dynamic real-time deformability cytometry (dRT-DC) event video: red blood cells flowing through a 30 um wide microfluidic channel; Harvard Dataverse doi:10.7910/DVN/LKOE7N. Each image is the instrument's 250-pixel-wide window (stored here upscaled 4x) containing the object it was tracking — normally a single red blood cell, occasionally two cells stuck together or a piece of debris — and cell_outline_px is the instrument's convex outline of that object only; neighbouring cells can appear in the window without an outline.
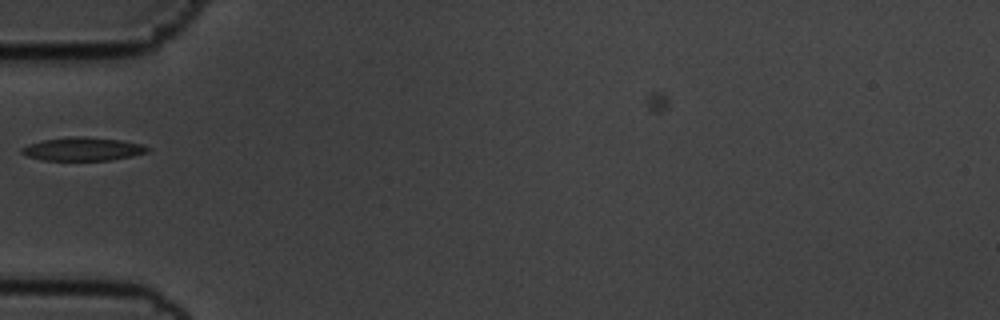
{"species": "common noctule bat (a hibernating species)", "species_latin": "Nyctalus noctula", "temperature_condition": "cold", "stored_images_in_passage": 39, "camera_frame_rate_fps": 3000, "um_per_image_px": 0.085, "animal": {"sex": "male", "body_mass_g": 19.5, "forearm_length_mm": 54.6}, "frame": {"image": 1, "passage_image": 1, "time_ms": 0.0, "image_size_px": [1000, 320], "cell_outline_px": [[152, 148], [148, 152], [132, 156], [108, 160], [44, 160], [28, 156], [20, 152], [20, 148], [28, 144], [44, 140], [68, 136], [84, 136], [120, 140], [144, 144]], "centroid_in_image_um": [7.07, 12.66], "position_along_channel_um": 77.9, "area_um2": 17.22}}
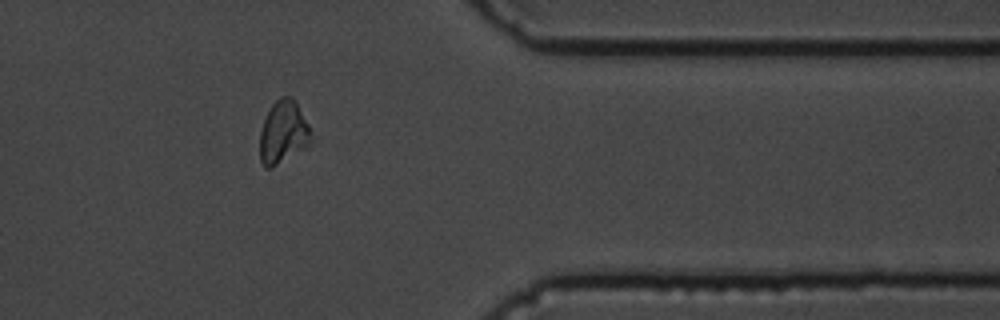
{"frame": {"image": 2, "passage_image": 28, "time_ms": 9.0, "image_size_px": [1000, 320], "cell_outline_px": [[312, 140], [308, 144], [272, 168], [264, 168], [260, 160], [260, 132], [264, 120], [272, 104], [280, 96], [292, 96], [296, 100], [308, 124]], "centroid_in_image_um": [24.06, 11.22], "position_along_channel_um": 387.3, "area_um2": 18.55}}